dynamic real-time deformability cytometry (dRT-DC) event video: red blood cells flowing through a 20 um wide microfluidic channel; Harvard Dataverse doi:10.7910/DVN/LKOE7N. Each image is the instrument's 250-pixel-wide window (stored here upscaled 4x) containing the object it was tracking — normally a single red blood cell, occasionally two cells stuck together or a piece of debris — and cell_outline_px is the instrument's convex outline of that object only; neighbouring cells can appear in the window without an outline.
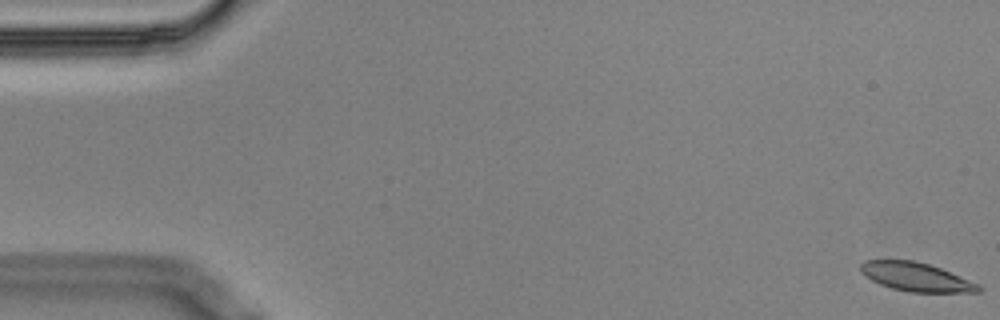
{"species": "Egyptian fruit bat (a non-hibernating species)", "species_latin": "Rousettus aegyptiacus", "temperature_condition": "cold", "stored_images_in_passage": 16, "camera_frame_rate_fps": 3000, "um_per_image_px": 0.085, "animal": {"sex": "male"}, "frame": {"image": 1, "passage_image": 1, "time_ms": 0.0, "image_size_px": [1000, 320], "cell_outline_px": [[984, 288], [980, 292], [908, 292], [892, 288], [880, 284], [864, 276], [860, 272], [860, 264], [864, 260], [912, 260], [928, 264], [940, 268], [980, 284]], "centroid_in_image_um": [77.87, 23.54], "position_along_channel_um": 7.1, "area_um2": 19.77}}
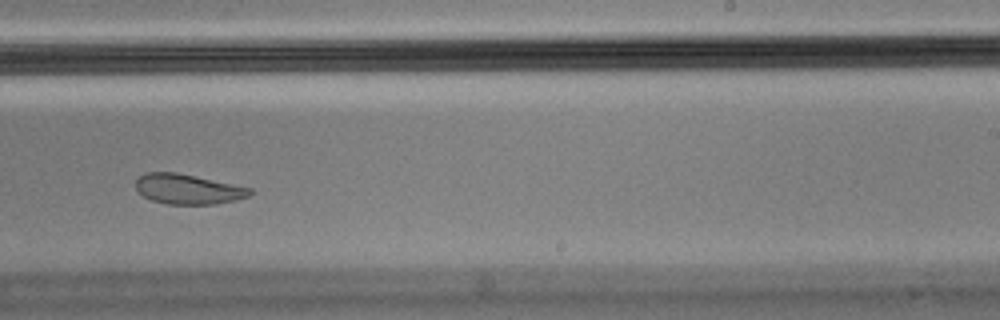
{"frame": {"image": 2, "passage_image": 10, "time_ms": 3.0, "image_size_px": [1000, 320], "cell_outline_px": [[256, 192], [248, 196], [236, 200], [216, 204], [164, 204], [152, 200], [136, 192], [136, 176], [144, 172], [176, 172], [252, 188]], "centroid_in_image_um": [15.95, 16.07], "position_along_channel_um": 273.0, "area_um2": 20.23}}